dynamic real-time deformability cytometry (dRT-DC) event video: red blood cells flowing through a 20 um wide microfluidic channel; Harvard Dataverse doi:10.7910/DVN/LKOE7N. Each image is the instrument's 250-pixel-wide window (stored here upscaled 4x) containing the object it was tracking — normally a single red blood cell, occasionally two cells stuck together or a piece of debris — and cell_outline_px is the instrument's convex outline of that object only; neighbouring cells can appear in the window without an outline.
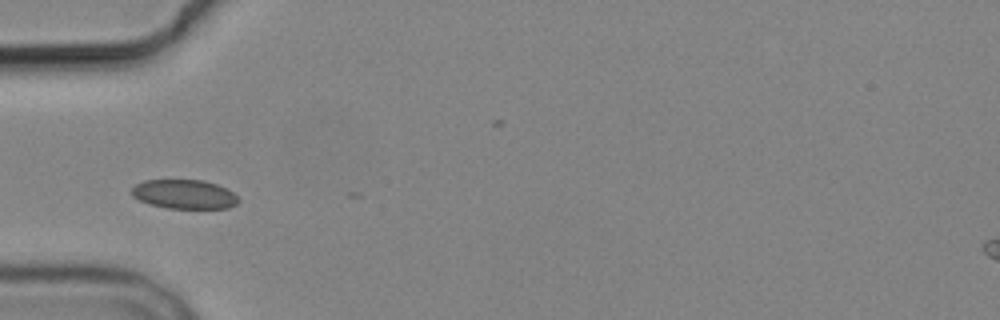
{"species": "common noctule bat (a hibernating species)", "species_latin": "Nyctalus noctula", "temperature_condition": "cold", "stored_images_in_passage": 7, "camera_frame_rate_fps": 3000, "um_per_image_px": 0.085, "animal": {"sex": "male", "body_mass_g": 19.2, "forearm_length_mm": 51.8}, "frame": {"image": 1, "passage_image": 2, "time_ms": 4.0, "image_size_px": [1000, 320], "cell_outline_px": [[240, 200], [236, 204], [228, 208], [168, 208], [148, 204], [132, 196], [132, 188], [136, 184], [144, 180], [204, 180], [216, 184], [232, 192]], "centroid_in_image_um": [15.65, 16.51], "position_along_channel_um": 69.4, "area_um2": 18.03}}
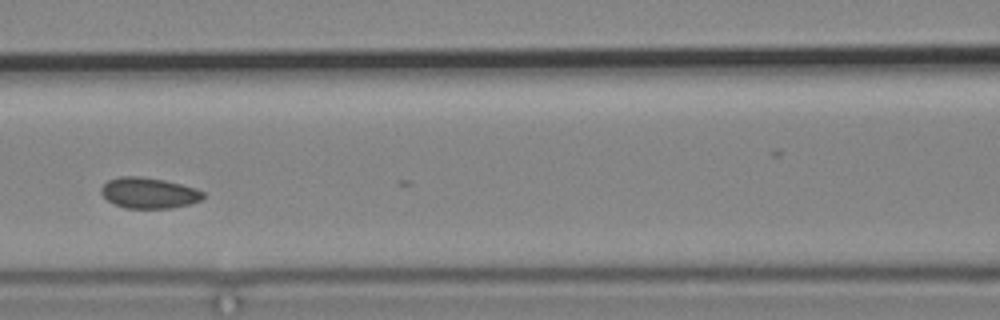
{"frame": {"image": 2, "passage_image": 4, "time_ms": 6.333, "image_size_px": [1000, 320], "cell_outline_px": [[204, 196], [200, 200], [188, 204], [172, 208], [124, 208], [108, 200], [100, 192], [100, 188], [108, 180], [120, 176], [140, 176], [164, 180], [196, 188], [204, 192]], "centroid_in_image_um": [12.64, 16.39], "position_along_channel_um": 154.0, "area_um2": 18.21}}
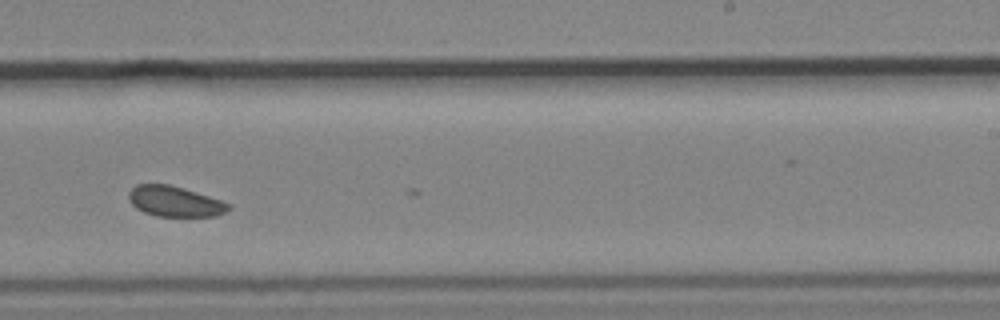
{"frame": {"image": 3, "passage_image": 7, "time_ms": 9.667, "image_size_px": [1000, 320], "cell_outline_px": [[232, 208], [216, 216], [156, 216], [144, 212], [136, 208], [128, 200], [128, 192], [136, 184], [168, 184], [184, 188], [220, 200], [228, 204]], "centroid_in_image_um": [14.81, 17.12], "position_along_channel_um": 274.2, "area_um2": 17.63}}